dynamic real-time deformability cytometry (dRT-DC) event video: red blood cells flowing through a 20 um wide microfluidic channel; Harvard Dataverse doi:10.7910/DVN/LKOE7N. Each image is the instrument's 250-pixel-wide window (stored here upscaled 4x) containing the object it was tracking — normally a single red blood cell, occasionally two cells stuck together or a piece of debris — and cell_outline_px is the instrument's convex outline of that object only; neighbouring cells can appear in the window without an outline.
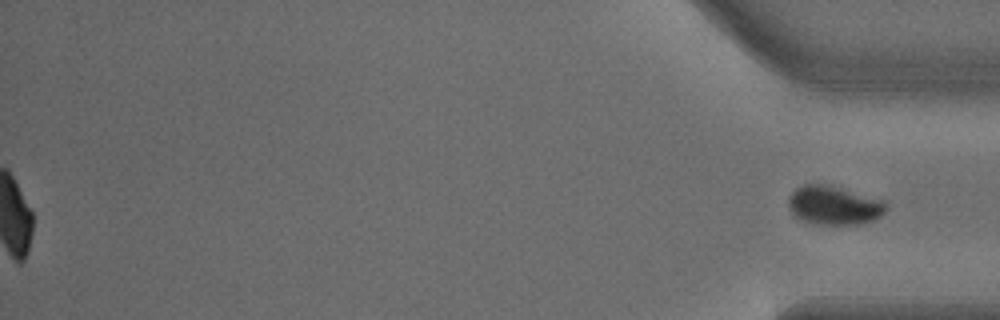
{"species": "common noctule bat (a hibernating species)", "species_latin": "Nyctalus noctula", "temperature_condition": "warm", "stored_images_in_passage": 35, "segment_of_instrument_passage": [2, 2], "camera_frame_rate_fps": 3000, "um_per_image_px": 0.085, "animal": {"sex": "male", "body_mass_g": 18.8}, "frame": {"image": 1, "passage_image": 35, "time_ms": 11.333, "image_size_px": [1000, 320], "cell_outline_px": [[888, 208], [880, 216], [872, 220], [856, 224], [812, 224], [800, 220], [792, 212], [788, 204], [788, 196], [796, 188], [804, 184], [828, 184], [884, 200]], "centroid_in_image_um": [70.87, 17.44], "position_along_channel_um": 364.3, "area_um2": 22.14}}